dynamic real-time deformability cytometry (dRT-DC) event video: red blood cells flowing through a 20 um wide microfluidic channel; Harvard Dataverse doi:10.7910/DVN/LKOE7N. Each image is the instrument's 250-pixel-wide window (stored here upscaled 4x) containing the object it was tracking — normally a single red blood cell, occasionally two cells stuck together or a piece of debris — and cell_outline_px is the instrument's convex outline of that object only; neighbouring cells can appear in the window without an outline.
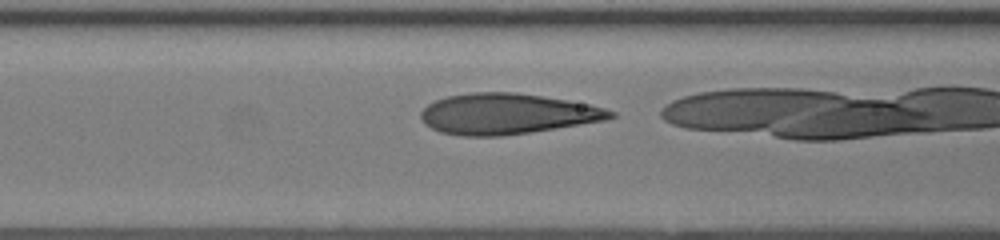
{"species": "human", "species_latin": "Homo sapiens", "temperature_condition": "room temperature", "stored_images_in_passage": 26, "camera_frame_rate_fps": 3000, "um_per_image_px": 0.085, "donor": {"sex": "female"}, "frame": {"image": 1, "passage_image": 10, "time_ms": 3.0, "image_size_px": [1000, 240], "cell_outline_px": [[616, 116], [608, 120], [528, 132], [500, 136], [464, 136], [440, 132], [424, 124], [420, 116], [420, 112], [428, 104], [436, 100], [448, 96], [472, 92], [516, 92], [588, 104], [604, 108], [616, 112]], "centroid_in_image_um": [43.08, 9.68], "position_along_channel_um": 123.5, "area_um2": 44.68}}
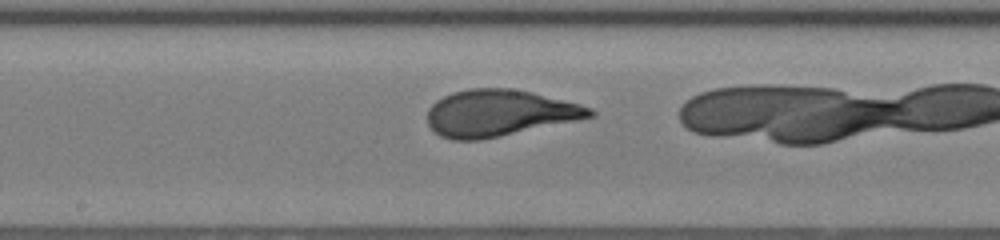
{"frame": {"image": 2, "passage_image": 15, "time_ms": 4.667, "image_size_px": [1000, 240], "cell_outline_px": [[596, 116], [500, 136], [480, 140], [452, 140], [440, 136], [428, 124], [428, 108], [436, 100], [452, 92], [468, 88], [512, 88], [532, 92], [580, 104], [592, 108], [596, 112]], "centroid_in_image_um": [42.43, 9.6], "position_along_channel_um": 205.8, "area_um2": 44.04}}
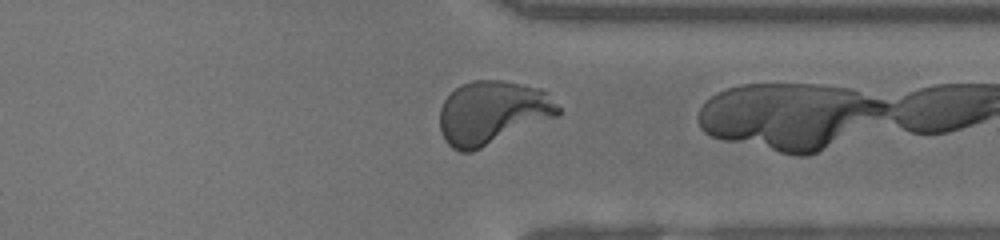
{"frame": {"image": 3, "passage_image": 25, "time_ms": 8.0, "image_size_px": [1000, 240], "cell_outline_px": [[560, 116], [472, 152], [460, 152], [452, 148], [444, 140], [440, 132], [440, 108], [444, 100], [460, 84], [472, 80], [500, 80], [540, 88], [560, 108]], "centroid_in_image_um": [41.83, 9.6], "position_along_channel_um": 369.6, "area_um2": 43.93}}